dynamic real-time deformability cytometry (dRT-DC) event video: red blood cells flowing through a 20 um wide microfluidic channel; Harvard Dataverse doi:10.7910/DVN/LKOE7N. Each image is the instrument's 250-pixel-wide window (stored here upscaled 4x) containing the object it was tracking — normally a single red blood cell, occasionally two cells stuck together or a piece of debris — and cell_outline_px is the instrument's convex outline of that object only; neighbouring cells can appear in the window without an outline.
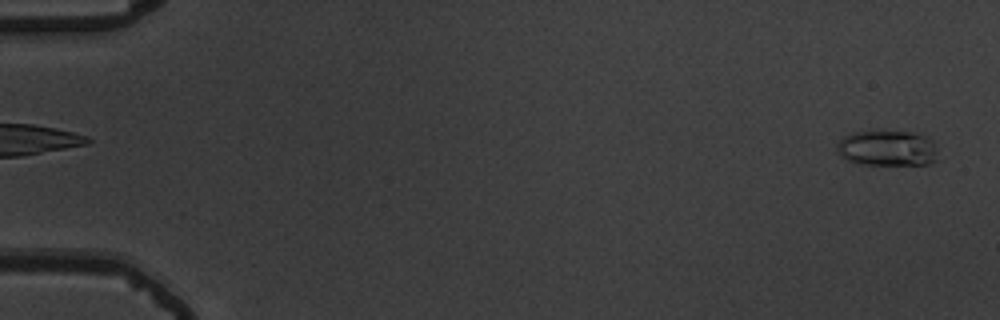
{"species": "common noctule bat (a hibernating species)", "species_latin": "Nyctalus noctula", "temperature_condition": "warm", "stored_images_in_passage": 56, "camera_frame_rate_fps": 3000, "um_per_image_px": 0.085, "animal": {"sex": "male", "body_mass_g": 19.5, "forearm_length_mm": 54.6}, "frame": {"image": 1, "passage_image": 2, "time_ms": 0.333, "image_size_px": [1000, 320], "cell_outline_px": [[940, 160], [928, 164], [860, 164], [848, 160], [840, 156], [836, 152], [836, 144], [844, 136], [852, 132], [912, 132], [928, 136], [932, 140], [936, 148]], "centroid_in_image_um": [75.45, 12.61], "position_along_channel_um": 9.6, "area_um2": 21.1}}
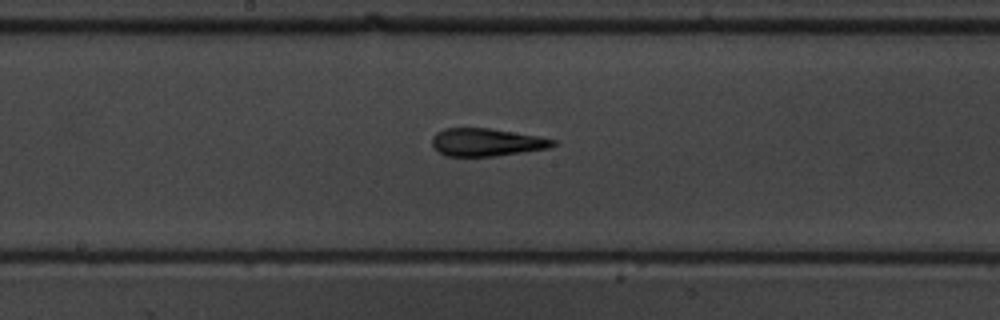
{"frame": {"image": 2, "passage_image": 31, "time_ms": 10.0, "image_size_px": [1000, 320], "cell_outline_px": [[556, 144], [548, 148], [492, 156], [444, 156], [432, 144], [432, 136], [436, 132], [444, 128], [492, 128], [536, 136], [556, 140]], "centroid_in_image_um": [41.31, 12.08], "position_along_channel_um": 206.9, "area_um2": 19.36}}
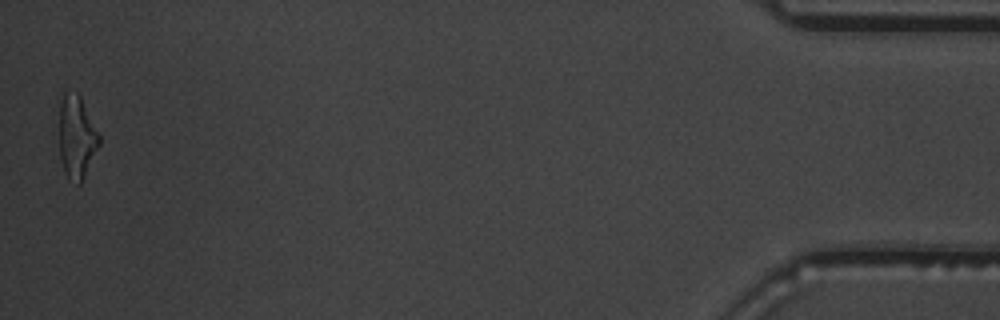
{"frame": {"image": 3, "passage_image": 56, "time_ms": 18.333, "image_size_px": [1000, 320], "cell_outline_px": [[100, 144], [80, 184], [76, 184], [68, 180], [64, 172], [60, 160], [60, 92], [76, 92], [80, 96], [100, 136]], "centroid_in_image_um": [6.5, 11.65], "position_along_channel_um": 428.7, "area_um2": 19.31}, "authors_computed_cell_mechanics": {"area_um2": 19.7387, "velocity_mm_per_s": 3.6883, "shape_relaxation_time_tau1_ms": 11.2869, "shape_relaxation_time_tau2_ms": 2.1757, "deformation_change_tau1": 0.3123, "deformation_change_tau2": 0.1341}}